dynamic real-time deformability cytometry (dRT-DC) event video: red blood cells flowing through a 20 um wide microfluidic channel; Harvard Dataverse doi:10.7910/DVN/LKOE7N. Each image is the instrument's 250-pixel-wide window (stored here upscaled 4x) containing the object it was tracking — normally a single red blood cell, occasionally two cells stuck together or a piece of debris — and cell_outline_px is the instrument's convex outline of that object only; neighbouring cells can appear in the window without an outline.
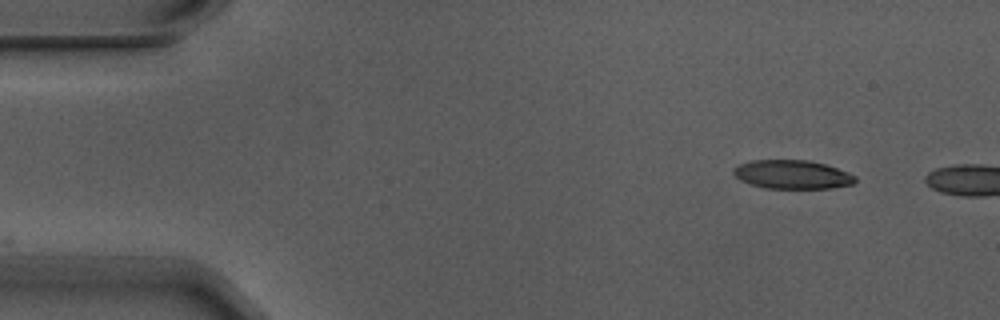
{"species": "Egyptian fruit bat (a non-hibernating species)", "species_latin": "Rousettus aegyptiacus", "temperature_condition": "warm", "stored_images_in_passage": 2, "camera_frame_rate_fps": 3000, "um_per_image_px": 0.085, "animal": {"sex": "male"}, "frame": {"image": 1, "passage_image": 1, "time_ms": 0.0, "image_size_px": [1000, 320], "cell_outline_px": [[856, 180], [852, 184], [832, 188], [764, 188], [740, 180], [732, 172], [732, 168], [740, 164], [752, 160], [808, 160], [824, 164], [836, 168], [856, 176]], "centroid_in_image_um": [67.32, 14.83], "position_along_channel_um": 17.7, "area_um2": 20.23}}